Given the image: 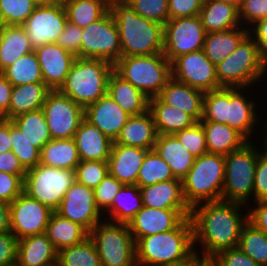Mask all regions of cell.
<instances>
[{"label": "cell", "mask_w": 267, "mask_h": 266, "mask_svg": "<svg viewBox=\"0 0 267 266\" xmlns=\"http://www.w3.org/2000/svg\"><path fill=\"white\" fill-rule=\"evenodd\" d=\"M80 161L73 138L51 139L40 151V164L48 167L75 170Z\"/></svg>", "instance_id": "8d00e7d4"}, {"label": "cell", "mask_w": 267, "mask_h": 266, "mask_svg": "<svg viewBox=\"0 0 267 266\" xmlns=\"http://www.w3.org/2000/svg\"><path fill=\"white\" fill-rule=\"evenodd\" d=\"M239 19L247 29L257 21L267 19V0H243L239 8Z\"/></svg>", "instance_id": "816d5d0a"}, {"label": "cell", "mask_w": 267, "mask_h": 266, "mask_svg": "<svg viewBox=\"0 0 267 266\" xmlns=\"http://www.w3.org/2000/svg\"><path fill=\"white\" fill-rule=\"evenodd\" d=\"M107 95L130 116L141 115L149 110L150 98L122 78L115 70L108 80Z\"/></svg>", "instance_id": "4316f807"}, {"label": "cell", "mask_w": 267, "mask_h": 266, "mask_svg": "<svg viewBox=\"0 0 267 266\" xmlns=\"http://www.w3.org/2000/svg\"><path fill=\"white\" fill-rule=\"evenodd\" d=\"M51 89L45 83H29L13 86L8 108V120L23 113L42 109Z\"/></svg>", "instance_id": "e575fe53"}, {"label": "cell", "mask_w": 267, "mask_h": 266, "mask_svg": "<svg viewBox=\"0 0 267 266\" xmlns=\"http://www.w3.org/2000/svg\"><path fill=\"white\" fill-rule=\"evenodd\" d=\"M75 181V170L58 169L39 163L26 171L23 192L55 211Z\"/></svg>", "instance_id": "8fae6325"}, {"label": "cell", "mask_w": 267, "mask_h": 266, "mask_svg": "<svg viewBox=\"0 0 267 266\" xmlns=\"http://www.w3.org/2000/svg\"><path fill=\"white\" fill-rule=\"evenodd\" d=\"M191 209H158L143 206L128 223L135 242L148 235L163 233L177 228Z\"/></svg>", "instance_id": "d6986e66"}, {"label": "cell", "mask_w": 267, "mask_h": 266, "mask_svg": "<svg viewBox=\"0 0 267 266\" xmlns=\"http://www.w3.org/2000/svg\"><path fill=\"white\" fill-rule=\"evenodd\" d=\"M62 1L37 5L22 25L26 30L31 47L36 49L44 44L56 43L67 23Z\"/></svg>", "instance_id": "9a60e30c"}, {"label": "cell", "mask_w": 267, "mask_h": 266, "mask_svg": "<svg viewBox=\"0 0 267 266\" xmlns=\"http://www.w3.org/2000/svg\"><path fill=\"white\" fill-rule=\"evenodd\" d=\"M205 36L199 15L169 19L163 25V54L172 62L180 55L203 50Z\"/></svg>", "instance_id": "4fadbf2b"}, {"label": "cell", "mask_w": 267, "mask_h": 266, "mask_svg": "<svg viewBox=\"0 0 267 266\" xmlns=\"http://www.w3.org/2000/svg\"><path fill=\"white\" fill-rule=\"evenodd\" d=\"M136 14L164 25L169 20L168 0H125Z\"/></svg>", "instance_id": "c3c4849f"}, {"label": "cell", "mask_w": 267, "mask_h": 266, "mask_svg": "<svg viewBox=\"0 0 267 266\" xmlns=\"http://www.w3.org/2000/svg\"><path fill=\"white\" fill-rule=\"evenodd\" d=\"M266 73L267 62L260 56L258 44L249 34L216 66L217 80L222 87L251 88L263 80Z\"/></svg>", "instance_id": "52a82bcc"}, {"label": "cell", "mask_w": 267, "mask_h": 266, "mask_svg": "<svg viewBox=\"0 0 267 266\" xmlns=\"http://www.w3.org/2000/svg\"><path fill=\"white\" fill-rule=\"evenodd\" d=\"M122 186L123 184L117 178L108 173L93 189L95 203L102 213L112 204Z\"/></svg>", "instance_id": "f907efd6"}, {"label": "cell", "mask_w": 267, "mask_h": 266, "mask_svg": "<svg viewBox=\"0 0 267 266\" xmlns=\"http://www.w3.org/2000/svg\"><path fill=\"white\" fill-rule=\"evenodd\" d=\"M157 135L153 116L148 110L144 114L130 116L115 143L151 150Z\"/></svg>", "instance_id": "83f0119b"}, {"label": "cell", "mask_w": 267, "mask_h": 266, "mask_svg": "<svg viewBox=\"0 0 267 266\" xmlns=\"http://www.w3.org/2000/svg\"><path fill=\"white\" fill-rule=\"evenodd\" d=\"M11 121L24 137L40 150L52 139L42 109L23 113Z\"/></svg>", "instance_id": "ab89813d"}, {"label": "cell", "mask_w": 267, "mask_h": 266, "mask_svg": "<svg viewBox=\"0 0 267 266\" xmlns=\"http://www.w3.org/2000/svg\"><path fill=\"white\" fill-rule=\"evenodd\" d=\"M32 51L34 49L23 26L1 25L0 73Z\"/></svg>", "instance_id": "836d02e7"}, {"label": "cell", "mask_w": 267, "mask_h": 266, "mask_svg": "<svg viewBox=\"0 0 267 266\" xmlns=\"http://www.w3.org/2000/svg\"><path fill=\"white\" fill-rule=\"evenodd\" d=\"M12 89V84L0 73V112L7 120Z\"/></svg>", "instance_id": "be15d7a7"}, {"label": "cell", "mask_w": 267, "mask_h": 266, "mask_svg": "<svg viewBox=\"0 0 267 266\" xmlns=\"http://www.w3.org/2000/svg\"><path fill=\"white\" fill-rule=\"evenodd\" d=\"M200 253L195 252L193 256H191L188 260L173 264V265H165V266H210L211 265V259L206 258L205 256H199Z\"/></svg>", "instance_id": "003e7915"}, {"label": "cell", "mask_w": 267, "mask_h": 266, "mask_svg": "<svg viewBox=\"0 0 267 266\" xmlns=\"http://www.w3.org/2000/svg\"><path fill=\"white\" fill-rule=\"evenodd\" d=\"M82 28L67 21L56 43L76 57H80Z\"/></svg>", "instance_id": "11a10c76"}, {"label": "cell", "mask_w": 267, "mask_h": 266, "mask_svg": "<svg viewBox=\"0 0 267 266\" xmlns=\"http://www.w3.org/2000/svg\"><path fill=\"white\" fill-rule=\"evenodd\" d=\"M171 77L203 92L221 88L216 76V66L203 50L183 54L171 62Z\"/></svg>", "instance_id": "2e32d148"}, {"label": "cell", "mask_w": 267, "mask_h": 266, "mask_svg": "<svg viewBox=\"0 0 267 266\" xmlns=\"http://www.w3.org/2000/svg\"><path fill=\"white\" fill-rule=\"evenodd\" d=\"M35 3H37L38 5L40 4H50V3H54L60 0H33Z\"/></svg>", "instance_id": "2644e50d"}, {"label": "cell", "mask_w": 267, "mask_h": 266, "mask_svg": "<svg viewBox=\"0 0 267 266\" xmlns=\"http://www.w3.org/2000/svg\"><path fill=\"white\" fill-rule=\"evenodd\" d=\"M249 141L225 156V180L221 200L240 202L250 207L253 198L257 147Z\"/></svg>", "instance_id": "9c48e42d"}, {"label": "cell", "mask_w": 267, "mask_h": 266, "mask_svg": "<svg viewBox=\"0 0 267 266\" xmlns=\"http://www.w3.org/2000/svg\"><path fill=\"white\" fill-rule=\"evenodd\" d=\"M10 231V207L9 204L0 201V233Z\"/></svg>", "instance_id": "03108f58"}, {"label": "cell", "mask_w": 267, "mask_h": 266, "mask_svg": "<svg viewBox=\"0 0 267 266\" xmlns=\"http://www.w3.org/2000/svg\"><path fill=\"white\" fill-rule=\"evenodd\" d=\"M149 111L158 135L174 134L196 123L190 115L163 103L157 96L149 99Z\"/></svg>", "instance_id": "d6a6232c"}, {"label": "cell", "mask_w": 267, "mask_h": 266, "mask_svg": "<svg viewBox=\"0 0 267 266\" xmlns=\"http://www.w3.org/2000/svg\"><path fill=\"white\" fill-rule=\"evenodd\" d=\"M76 181L94 189L109 173L107 161H80L75 169Z\"/></svg>", "instance_id": "7dc6e473"}, {"label": "cell", "mask_w": 267, "mask_h": 266, "mask_svg": "<svg viewBox=\"0 0 267 266\" xmlns=\"http://www.w3.org/2000/svg\"><path fill=\"white\" fill-rule=\"evenodd\" d=\"M147 151L113 142L107 161L109 174L117 178L123 185H135Z\"/></svg>", "instance_id": "7402d4cb"}, {"label": "cell", "mask_w": 267, "mask_h": 266, "mask_svg": "<svg viewBox=\"0 0 267 266\" xmlns=\"http://www.w3.org/2000/svg\"><path fill=\"white\" fill-rule=\"evenodd\" d=\"M58 251L45 233L18 240L19 266H57Z\"/></svg>", "instance_id": "484cf974"}, {"label": "cell", "mask_w": 267, "mask_h": 266, "mask_svg": "<svg viewBox=\"0 0 267 266\" xmlns=\"http://www.w3.org/2000/svg\"><path fill=\"white\" fill-rule=\"evenodd\" d=\"M45 234L57 251L79 244L89 237V232L84 227L55 211L50 215Z\"/></svg>", "instance_id": "d590c367"}, {"label": "cell", "mask_w": 267, "mask_h": 266, "mask_svg": "<svg viewBox=\"0 0 267 266\" xmlns=\"http://www.w3.org/2000/svg\"><path fill=\"white\" fill-rule=\"evenodd\" d=\"M217 1H221V2H224V3H228V4H231L235 7H237L238 9L240 8L243 0H217Z\"/></svg>", "instance_id": "a7ac6f4b"}, {"label": "cell", "mask_w": 267, "mask_h": 266, "mask_svg": "<svg viewBox=\"0 0 267 266\" xmlns=\"http://www.w3.org/2000/svg\"><path fill=\"white\" fill-rule=\"evenodd\" d=\"M37 5L33 0H0V25L22 26Z\"/></svg>", "instance_id": "bcb514c9"}, {"label": "cell", "mask_w": 267, "mask_h": 266, "mask_svg": "<svg viewBox=\"0 0 267 266\" xmlns=\"http://www.w3.org/2000/svg\"><path fill=\"white\" fill-rule=\"evenodd\" d=\"M42 111L52 139L73 138L84 119V108L59 90L47 94Z\"/></svg>", "instance_id": "5bb4252c"}, {"label": "cell", "mask_w": 267, "mask_h": 266, "mask_svg": "<svg viewBox=\"0 0 267 266\" xmlns=\"http://www.w3.org/2000/svg\"><path fill=\"white\" fill-rule=\"evenodd\" d=\"M11 149L10 120L4 119L0 123V153L10 151Z\"/></svg>", "instance_id": "e7e4bbea"}, {"label": "cell", "mask_w": 267, "mask_h": 266, "mask_svg": "<svg viewBox=\"0 0 267 266\" xmlns=\"http://www.w3.org/2000/svg\"><path fill=\"white\" fill-rule=\"evenodd\" d=\"M108 4L112 1V0H105Z\"/></svg>", "instance_id": "11e5206c"}, {"label": "cell", "mask_w": 267, "mask_h": 266, "mask_svg": "<svg viewBox=\"0 0 267 266\" xmlns=\"http://www.w3.org/2000/svg\"><path fill=\"white\" fill-rule=\"evenodd\" d=\"M130 115L107 94L84 109V118L115 142Z\"/></svg>", "instance_id": "44dd1931"}, {"label": "cell", "mask_w": 267, "mask_h": 266, "mask_svg": "<svg viewBox=\"0 0 267 266\" xmlns=\"http://www.w3.org/2000/svg\"><path fill=\"white\" fill-rule=\"evenodd\" d=\"M142 207L140 187L136 184L123 185L112 204L103 212V217L111 222L128 224ZM107 214L109 217L105 216Z\"/></svg>", "instance_id": "74e56055"}, {"label": "cell", "mask_w": 267, "mask_h": 266, "mask_svg": "<svg viewBox=\"0 0 267 266\" xmlns=\"http://www.w3.org/2000/svg\"><path fill=\"white\" fill-rule=\"evenodd\" d=\"M114 70L148 98L158 96L171 78V62L163 53L121 57Z\"/></svg>", "instance_id": "ba28073f"}, {"label": "cell", "mask_w": 267, "mask_h": 266, "mask_svg": "<svg viewBox=\"0 0 267 266\" xmlns=\"http://www.w3.org/2000/svg\"><path fill=\"white\" fill-rule=\"evenodd\" d=\"M57 266H101L96 246L90 237L58 251Z\"/></svg>", "instance_id": "b9f144b4"}, {"label": "cell", "mask_w": 267, "mask_h": 266, "mask_svg": "<svg viewBox=\"0 0 267 266\" xmlns=\"http://www.w3.org/2000/svg\"><path fill=\"white\" fill-rule=\"evenodd\" d=\"M248 34L249 29L243 26L227 31L206 33L203 45L205 56L217 66L236 50Z\"/></svg>", "instance_id": "1f68e13d"}, {"label": "cell", "mask_w": 267, "mask_h": 266, "mask_svg": "<svg viewBox=\"0 0 267 266\" xmlns=\"http://www.w3.org/2000/svg\"><path fill=\"white\" fill-rule=\"evenodd\" d=\"M111 12L120 34L122 57L163 53V25L136 14L125 0H112Z\"/></svg>", "instance_id": "3957f363"}, {"label": "cell", "mask_w": 267, "mask_h": 266, "mask_svg": "<svg viewBox=\"0 0 267 266\" xmlns=\"http://www.w3.org/2000/svg\"><path fill=\"white\" fill-rule=\"evenodd\" d=\"M199 16L206 33L227 31L242 26L239 9L217 0H205Z\"/></svg>", "instance_id": "4dcf8cb0"}, {"label": "cell", "mask_w": 267, "mask_h": 266, "mask_svg": "<svg viewBox=\"0 0 267 266\" xmlns=\"http://www.w3.org/2000/svg\"><path fill=\"white\" fill-rule=\"evenodd\" d=\"M5 119L4 114L0 112V123Z\"/></svg>", "instance_id": "8c879c8a"}, {"label": "cell", "mask_w": 267, "mask_h": 266, "mask_svg": "<svg viewBox=\"0 0 267 266\" xmlns=\"http://www.w3.org/2000/svg\"><path fill=\"white\" fill-rule=\"evenodd\" d=\"M143 206L158 209H191L183 195L182 180L175 178L140 187Z\"/></svg>", "instance_id": "cb8c5ba5"}, {"label": "cell", "mask_w": 267, "mask_h": 266, "mask_svg": "<svg viewBox=\"0 0 267 266\" xmlns=\"http://www.w3.org/2000/svg\"><path fill=\"white\" fill-rule=\"evenodd\" d=\"M238 247L260 266H267V233L247 222L240 234Z\"/></svg>", "instance_id": "ee69618b"}, {"label": "cell", "mask_w": 267, "mask_h": 266, "mask_svg": "<svg viewBox=\"0 0 267 266\" xmlns=\"http://www.w3.org/2000/svg\"><path fill=\"white\" fill-rule=\"evenodd\" d=\"M244 206L240 202L218 200L192 207L189 217L195 252L199 243L201 255L211 259L222 250L238 247L241 230L248 222V212L244 215L241 209Z\"/></svg>", "instance_id": "6da1fadb"}, {"label": "cell", "mask_w": 267, "mask_h": 266, "mask_svg": "<svg viewBox=\"0 0 267 266\" xmlns=\"http://www.w3.org/2000/svg\"><path fill=\"white\" fill-rule=\"evenodd\" d=\"M170 179L175 177L168 163L154 149L148 150L139 169L136 185L145 187Z\"/></svg>", "instance_id": "7bdbcfd3"}, {"label": "cell", "mask_w": 267, "mask_h": 266, "mask_svg": "<svg viewBox=\"0 0 267 266\" xmlns=\"http://www.w3.org/2000/svg\"><path fill=\"white\" fill-rule=\"evenodd\" d=\"M18 238L11 232L0 233V266L17 262Z\"/></svg>", "instance_id": "680465c9"}, {"label": "cell", "mask_w": 267, "mask_h": 266, "mask_svg": "<svg viewBox=\"0 0 267 266\" xmlns=\"http://www.w3.org/2000/svg\"><path fill=\"white\" fill-rule=\"evenodd\" d=\"M121 57L119 30L108 10L100 19L82 29L80 58L103 59L114 65Z\"/></svg>", "instance_id": "7c38bea8"}, {"label": "cell", "mask_w": 267, "mask_h": 266, "mask_svg": "<svg viewBox=\"0 0 267 266\" xmlns=\"http://www.w3.org/2000/svg\"><path fill=\"white\" fill-rule=\"evenodd\" d=\"M249 35L258 44L260 56L267 62V19L259 20L252 25Z\"/></svg>", "instance_id": "94428289"}, {"label": "cell", "mask_w": 267, "mask_h": 266, "mask_svg": "<svg viewBox=\"0 0 267 266\" xmlns=\"http://www.w3.org/2000/svg\"><path fill=\"white\" fill-rule=\"evenodd\" d=\"M113 70L109 61L76 57L59 91L85 109L107 94Z\"/></svg>", "instance_id": "5b68a950"}, {"label": "cell", "mask_w": 267, "mask_h": 266, "mask_svg": "<svg viewBox=\"0 0 267 266\" xmlns=\"http://www.w3.org/2000/svg\"><path fill=\"white\" fill-rule=\"evenodd\" d=\"M245 89L249 88L221 87L205 92L203 115L200 121L227 124L240 132L248 141L253 142L250 138H252V133L255 132L254 129H258L255 125L259 121L261 122L262 118H259L256 111V106L259 104L253 101L252 97L248 98L246 96Z\"/></svg>", "instance_id": "7a4b0ae2"}, {"label": "cell", "mask_w": 267, "mask_h": 266, "mask_svg": "<svg viewBox=\"0 0 267 266\" xmlns=\"http://www.w3.org/2000/svg\"><path fill=\"white\" fill-rule=\"evenodd\" d=\"M9 207L10 231L18 240L45 233L53 212L48 206L22 192Z\"/></svg>", "instance_id": "e0dca14e"}, {"label": "cell", "mask_w": 267, "mask_h": 266, "mask_svg": "<svg viewBox=\"0 0 267 266\" xmlns=\"http://www.w3.org/2000/svg\"><path fill=\"white\" fill-rule=\"evenodd\" d=\"M153 149L168 163L174 177L181 180L187 175L196 159L174 134L157 135Z\"/></svg>", "instance_id": "f1b7e54d"}, {"label": "cell", "mask_w": 267, "mask_h": 266, "mask_svg": "<svg viewBox=\"0 0 267 266\" xmlns=\"http://www.w3.org/2000/svg\"><path fill=\"white\" fill-rule=\"evenodd\" d=\"M1 74L12 86L44 83L40 64L34 51L23 55L15 63L3 69Z\"/></svg>", "instance_id": "60d3db41"}, {"label": "cell", "mask_w": 267, "mask_h": 266, "mask_svg": "<svg viewBox=\"0 0 267 266\" xmlns=\"http://www.w3.org/2000/svg\"><path fill=\"white\" fill-rule=\"evenodd\" d=\"M255 207L248 210V222L267 233V200L254 202Z\"/></svg>", "instance_id": "91938a15"}, {"label": "cell", "mask_w": 267, "mask_h": 266, "mask_svg": "<svg viewBox=\"0 0 267 266\" xmlns=\"http://www.w3.org/2000/svg\"><path fill=\"white\" fill-rule=\"evenodd\" d=\"M0 43H1V25H0Z\"/></svg>", "instance_id": "34e18365"}, {"label": "cell", "mask_w": 267, "mask_h": 266, "mask_svg": "<svg viewBox=\"0 0 267 266\" xmlns=\"http://www.w3.org/2000/svg\"><path fill=\"white\" fill-rule=\"evenodd\" d=\"M174 135L196 158L208 153L205 131L200 122H196L189 128L177 131Z\"/></svg>", "instance_id": "681fc988"}, {"label": "cell", "mask_w": 267, "mask_h": 266, "mask_svg": "<svg viewBox=\"0 0 267 266\" xmlns=\"http://www.w3.org/2000/svg\"><path fill=\"white\" fill-rule=\"evenodd\" d=\"M0 171L19 175L23 180L26 175V170L20 164L12 150L0 153Z\"/></svg>", "instance_id": "6125c7cd"}, {"label": "cell", "mask_w": 267, "mask_h": 266, "mask_svg": "<svg viewBox=\"0 0 267 266\" xmlns=\"http://www.w3.org/2000/svg\"><path fill=\"white\" fill-rule=\"evenodd\" d=\"M212 266H260L239 247L225 249L211 258Z\"/></svg>", "instance_id": "f5cc1de1"}, {"label": "cell", "mask_w": 267, "mask_h": 266, "mask_svg": "<svg viewBox=\"0 0 267 266\" xmlns=\"http://www.w3.org/2000/svg\"><path fill=\"white\" fill-rule=\"evenodd\" d=\"M135 249L137 266H165L188 260L195 254L190 217L175 229L138 239Z\"/></svg>", "instance_id": "277c9868"}, {"label": "cell", "mask_w": 267, "mask_h": 266, "mask_svg": "<svg viewBox=\"0 0 267 266\" xmlns=\"http://www.w3.org/2000/svg\"><path fill=\"white\" fill-rule=\"evenodd\" d=\"M265 124V127H264V129L263 130H265V137L263 136V138H264V140H262L263 142V145L265 146V147H263V151L265 152V153H267V121H266V123H264Z\"/></svg>", "instance_id": "89a4df30"}, {"label": "cell", "mask_w": 267, "mask_h": 266, "mask_svg": "<svg viewBox=\"0 0 267 266\" xmlns=\"http://www.w3.org/2000/svg\"><path fill=\"white\" fill-rule=\"evenodd\" d=\"M267 200V153L257 150V164L254 176L253 201Z\"/></svg>", "instance_id": "db71d44e"}, {"label": "cell", "mask_w": 267, "mask_h": 266, "mask_svg": "<svg viewBox=\"0 0 267 266\" xmlns=\"http://www.w3.org/2000/svg\"><path fill=\"white\" fill-rule=\"evenodd\" d=\"M225 180V156L205 153L195 159L182 179L183 195L190 208L221 200Z\"/></svg>", "instance_id": "8992f818"}, {"label": "cell", "mask_w": 267, "mask_h": 266, "mask_svg": "<svg viewBox=\"0 0 267 266\" xmlns=\"http://www.w3.org/2000/svg\"><path fill=\"white\" fill-rule=\"evenodd\" d=\"M23 184L19 175L0 171V201L10 204L23 192Z\"/></svg>", "instance_id": "9f6ffc18"}, {"label": "cell", "mask_w": 267, "mask_h": 266, "mask_svg": "<svg viewBox=\"0 0 267 266\" xmlns=\"http://www.w3.org/2000/svg\"><path fill=\"white\" fill-rule=\"evenodd\" d=\"M73 139L81 161H108L113 141L85 118Z\"/></svg>", "instance_id": "d4e9b609"}, {"label": "cell", "mask_w": 267, "mask_h": 266, "mask_svg": "<svg viewBox=\"0 0 267 266\" xmlns=\"http://www.w3.org/2000/svg\"><path fill=\"white\" fill-rule=\"evenodd\" d=\"M67 20L84 29L100 19L108 10L105 0H61Z\"/></svg>", "instance_id": "f35d334b"}, {"label": "cell", "mask_w": 267, "mask_h": 266, "mask_svg": "<svg viewBox=\"0 0 267 266\" xmlns=\"http://www.w3.org/2000/svg\"><path fill=\"white\" fill-rule=\"evenodd\" d=\"M206 136L208 153L226 156L241 149L249 141L236 129L227 124L200 121Z\"/></svg>", "instance_id": "f546056e"}, {"label": "cell", "mask_w": 267, "mask_h": 266, "mask_svg": "<svg viewBox=\"0 0 267 266\" xmlns=\"http://www.w3.org/2000/svg\"><path fill=\"white\" fill-rule=\"evenodd\" d=\"M10 138L12 152L27 171L40 163V149L33 146L10 120Z\"/></svg>", "instance_id": "f6af8a7d"}, {"label": "cell", "mask_w": 267, "mask_h": 266, "mask_svg": "<svg viewBox=\"0 0 267 266\" xmlns=\"http://www.w3.org/2000/svg\"><path fill=\"white\" fill-rule=\"evenodd\" d=\"M204 94L205 92L171 77L157 97L163 103L178 108L196 122H200L203 115Z\"/></svg>", "instance_id": "603a6c76"}, {"label": "cell", "mask_w": 267, "mask_h": 266, "mask_svg": "<svg viewBox=\"0 0 267 266\" xmlns=\"http://www.w3.org/2000/svg\"><path fill=\"white\" fill-rule=\"evenodd\" d=\"M205 0H168L169 19L199 15Z\"/></svg>", "instance_id": "6f0895ef"}, {"label": "cell", "mask_w": 267, "mask_h": 266, "mask_svg": "<svg viewBox=\"0 0 267 266\" xmlns=\"http://www.w3.org/2000/svg\"><path fill=\"white\" fill-rule=\"evenodd\" d=\"M40 64L44 83L51 90H59L76 58L57 43H48L34 49Z\"/></svg>", "instance_id": "ffe728a7"}, {"label": "cell", "mask_w": 267, "mask_h": 266, "mask_svg": "<svg viewBox=\"0 0 267 266\" xmlns=\"http://www.w3.org/2000/svg\"><path fill=\"white\" fill-rule=\"evenodd\" d=\"M55 212L80 224L88 232L104 219L103 213L95 203L93 189L77 181L66 191Z\"/></svg>", "instance_id": "ac0fdd59"}, {"label": "cell", "mask_w": 267, "mask_h": 266, "mask_svg": "<svg viewBox=\"0 0 267 266\" xmlns=\"http://www.w3.org/2000/svg\"><path fill=\"white\" fill-rule=\"evenodd\" d=\"M8 266H19L17 263H14L12 265H8Z\"/></svg>", "instance_id": "753ad0ef"}, {"label": "cell", "mask_w": 267, "mask_h": 266, "mask_svg": "<svg viewBox=\"0 0 267 266\" xmlns=\"http://www.w3.org/2000/svg\"><path fill=\"white\" fill-rule=\"evenodd\" d=\"M101 266H137L135 240L128 224L99 222L90 232Z\"/></svg>", "instance_id": "30bf717a"}]
</instances>
